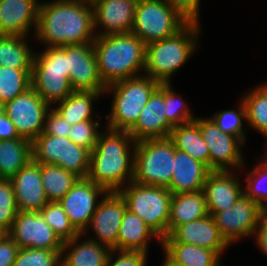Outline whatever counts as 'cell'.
<instances>
[{
    "instance_id": "cell-14",
    "label": "cell",
    "mask_w": 267,
    "mask_h": 266,
    "mask_svg": "<svg viewBox=\"0 0 267 266\" xmlns=\"http://www.w3.org/2000/svg\"><path fill=\"white\" fill-rule=\"evenodd\" d=\"M106 193L103 187L93 181L87 178L78 179L59 201L71 224L80 234H87L88 226L99 204L97 199Z\"/></svg>"
},
{
    "instance_id": "cell-4",
    "label": "cell",
    "mask_w": 267,
    "mask_h": 266,
    "mask_svg": "<svg viewBox=\"0 0 267 266\" xmlns=\"http://www.w3.org/2000/svg\"><path fill=\"white\" fill-rule=\"evenodd\" d=\"M200 26V23H188L174 36L146 44L144 74L160 83H171V76L196 50Z\"/></svg>"
},
{
    "instance_id": "cell-16",
    "label": "cell",
    "mask_w": 267,
    "mask_h": 266,
    "mask_svg": "<svg viewBox=\"0 0 267 266\" xmlns=\"http://www.w3.org/2000/svg\"><path fill=\"white\" fill-rule=\"evenodd\" d=\"M67 70L74 90L95 91L105 94L106 86L98 72L93 42L67 45Z\"/></svg>"
},
{
    "instance_id": "cell-13",
    "label": "cell",
    "mask_w": 267,
    "mask_h": 266,
    "mask_svg": "<svg viewBox=\"0 0 267 266\" xmlns=\"http://www.w3.org/2000/svg\"><path fill=\"white\" fill-rule=\"evenodd\" d=\"M265 211L244 194L224 211L212 212L220 235L231 246L242 238L254 235L260 218Z\"/></svg>"
},
{
    "instance_id": "cell-42",
    "label": "cell",
    "mask_w": 267,
    "mask_h": 266,
    "mask_svg": "<svg viewBox=\"0 0 267 266\" xmlns=\"http://www.w3.org/2000/svg\"><path fill=\"white\" fill-rule=\"evenodd\" d=\"M99 120H85L72 125L68 138L76 145L88 149L90 152L95 147L101 133Z\"/></svg>"
},
{
    "instance_id": "cell-25",
    "label": "cell",
    "mask_w": 267,
    "mask_h": 266,
    "mask_svg": "<svg viewBox=\"0 0 267 266\" xmlns=\"http://www.w3.org/2000/svg\"><path fill=\"white\" fill-rule=\"evenodd\" d=\"M81 236L63 242L61 266H106L111 249L89 238L81 242Z\"/></svg>"
},
{
    "instance_id": "cell-38",
    "label": "cell",
    "mask_w": 267,
    "mask_h": 266,
    "mask_svg": "<svg viewBox=\"0 0 267 266\" xmlns=\"http://www.w3.org/2000/svg\"><path fill=\"white\" fill-rule=\"evenodd\" d=\"M164 103L167 121L173 127L193 121L196 118L191 114L187 103L183 101L181 95L172 90L171 83H164Z\"/></svg>"
},
{
    "instance_id": "cell-9",
    "label": "cell",
    "mask_w": 267,
    "mask_h": 266,
    "mask_svg": "<svg viewBox=\"0 0 267 266\" xmlns=\"http://www.w3.org/2000/svg\"><path fill=\"white\" fill-rule=\"evenodd\" d=\"M188 23L165 0H138L131 32L149 44L174 36Z\"/></svg>"
},
{
    "instance_id": "cell-7",
    "label": "cell",
    "mask_w": 267,
    "mask_h": 266,
    "mask_svg": "<svg viewBox=\"0 0 267 266\" xmlns=\"http://www.w3.org/2000/svg\"><path fill=\"white\" fill-rule=\"evenodd\" d=\"M175 147L167 138L135 142L133 182L170 190Z\"/></svg>"
},
{
    "instance_id": "cell-49",
    "label": "cell",
    "mask_w": 267,
    "mask_h": 266,
    "mask_svg": "<svg viewBox=\"0 0 267 266\" xmlns=\"http://www.w3.org/2000/svg\"><path fill=\"white\" fill-rule=\"evenodd\" d=\"M161 266H182L172 261L167 255L164 257L163 264Z\"/></svg>"
},
{
    "instance_id": "cell-48",
    "label": "cell",
    "mask_w": 267,
    "mask_h": 266,
    "mask_svg": "<svg viewBox=\"0 0 267 266\" xmlns=\"http://www.w3.org/2000/svg\"><path fill=\"white\" fill-rule=\"evenodd\" d=\"M254 236H256L255 244H257L259 249L267 255V211L262 214L259 224L254 232Z\"/></svg>"
},
{
    "instance_id": "cell-34",
    "label": "cell",
    "mask_w": 267,
    "mask_h": 266,
    "mask_svg": "<svg viewBox=\"0 0 267 266\" xmlns=\"http://www.w3.org/2000/svg\"><path fill=\"white\" fill-rule=\"evenodd\" d=\"M241 100L246 108L247 125L267 139V82L248 90Z\"/></svg>"
},
{
    "instance_id": "cell-43",
    "label": "cell",
    "mask_w": 267,
    "mask_h": 266,
    "mask_svg": "<svg viewBox=\"0 0 267 266\" xmlns=\"http://www.w3.org/2000/svg\"><path fill=\"white\" fill-rule=\"evenodd\" d=\"M147 254L141 251L111 249L106 266H147Z\"/></svg>"
},
{
    "instance_id": "cell-12",
    "label": "cell",
    "mask_w": 267,
    "mask_h": 266,
    "mask_svg": "<svg viewBox=\"0 0 267 266\" xmlns=\"http://www.w3.org/2000/svg\"><path fill=\"white\" fill-rule=\"evenodd\" d=\"M2 107L19 136L30 141L44 131L46 114L52 109L32 87Z\"/></svg>"
},
{
    "instance_id": "cell-17",
    "label": "cell",
    "mask_w": 267,
    "mask_h": 266,
    "mask_svg": "<svg viewBox=\"0 0 267 266\" xmlns=\"http://www.w3.org/2000/svg\"><path fill=\"white\" fill-rule=\"evenodd\" d=\"M126 209L125 200L119 192H107L101 198L88 226V229L93 228L96 238L89 239L110 249H115L122 217Z\"/></svg>"
},
{
    "instance_id": "cell-47",
    "label": "cell",
    "mask_w": 267,
    "mask_h": 266,
    "mask_svg": "<svg viewBox=\"0 0 267 266\" xmlns=\"http://www.w3.org/2000/svg\"><path fill=\"white\" fill-rule=\"evenodd\" d=\"M20 137L12 121L5 115L4 109L0 106V140H12Z\"/></svg>"
},
{
    "instance_id": "cell-40",
    "label": "cell",
    "mask_w": 267,
    "mask_h": 266,
    "mask_svg": "<svg viewBox=\"0 0 267 266\" xmlns=\"http://www.w3.org/2000/svg\"><path fill=\"white\" fill-rule=\"evenodd\" d=\"M13 266H61V251L20 248Z\"/></svg>"
},
{
    "instance_id": "cell-32",
    "label": "cell",
    "mask_w": 267,
    "mask_h": 266,
    "mask_svg": "<svg viewBox=\"0 0 267 266\" xmlns=\"http://www.w3.org/2000/svg\"><path fill=\"white\" fill-rule=\"evenodd\" d=\"M27 38L17 35H0V66L32 69L35 52L27 45Z\"/></svg>"
},
{
    "instance_id": "cell-24",
    "label": "cell",
    "mask_w": 267,
    "mask_h": 266,
    "mask_svg": "<svg viewBox=\"0 0 267 266\" xmlns=\"http://www.w3.org/2000/svg\"><path fill=\"white\" fill-rule=\"evenodd\" d=\"M210 172L211 170L205 164L175 148L174 170L170 182L171 193L179 194L203 190V185Z\"/></svg>"
},
{
    "instance_id": "cell-3",
    "label": "cell",
    "mask_w": 267,
    "mask_h": 266,
    "mask_svg": "<svg viewBox=\"0 0 267 266\" xmlns=\"http://www.w3.org/2000/svg\"><path fill=\"white\" fill-rule=\"evenodd\" d=\"M93 45L98 72L106 87L144 72L146 44L132 32L96 36Z\"/></svg>"
},
{
    "instance_id": "cell-41",
    "label": "cell",
    "mask_w": 267,
    "mask_h": 266,
    "mask_svg": "<svg viewBox=\"0 0 267 266\" xmlns=\"http://www.w3.org/2000/svg\"><path fill=\"white\" fill-rule=\"evenodd\" d=\"M17 213L16 197L10 179L0 178V227L7 233Z\"/></svg>"
},
{
    "instance_id": "cell-46",
    "label": "cell",
    "mask_w": 267,
    "mask_h": 266,
    "mask_svg": "<svg viewBox=\"0 0 267 266\" xmlns=\"http://www.w3.org/2000/svg\"><path fill=\"white\" fill-rule=\"evenodd\" d=\"M19 246L9 235L0 241V266H13L17 257Z\"/></svg>"
},
{
    "instance_id": "cell-27",
    "label": "cell",
    "mask_w": 267,
    "mask_h": 266,
    "mask_svg": "<svg viewBox=\"0 0 267 266\" xmlns=\"http://www.w3.org/2000/svg\"><path fill=\"white\" fill-rule=\"evenodd\" d=\"M207 200L203 190L173 194L170 202L168 234L177 226L208 215Z\"/></svg>"
},
{
    "instance_id": "cell-50",
    "label": "cell",
    "mask_w": 267,
    "mask_h": 266,
    "mask_svg": "<svg viewBox=\"0 0 267 266\" xmlns=\"http://www.w3.org/2000/svg\"><path fill=\"white\" fill-rule=\"evenodd\" d=\"M8 233L0 227V241L7 235Z\"/></svg>"
},
{
    "instance_id": "cell-15",
    "label": "cell",
    "mask_w": 267,
    "mask_h": 266,
    "mask_svg": "<svg viewBox=\"0 0 267 266\" xmlns=\"http://www.w3.org/2000/svg\"><path fill=\"white\" fill-rule=\"evenodd\" d=\"M8 234L19 248L62 250L63 242L39 212L18 211Z\"/></svg>"
},
{
    "instance_id": "cell-21",
    "label": "cell",
    "mask_w": 267,
    "mask_h": 266,
    "mask_svg": "<svg viewBox=\"0 0 267 266\" xmlns=\"http://www.w3.org/2000/svg\"><path fill=\"white\" fill-rule=\"evenodd\" d=\"M18 211L39 212L49 201L41 179L40 163L31 159L10 178Z\"/></svg>"
},
{
    "instance_id": "cell-8",
    "label": "cell",
    "mask_w": 267,
    "mask_h": 266,
    "mask_svg": "<svg viewBox=\"0 0 267 266\" xmlns=\"http://www.w3.org/2000/svg\"><path fill=\"white\" fill-rule=\"evenodd\" d=\"M119 193L124 198L127 209L139 216L161 241L168 235L173 195L169 189L131 181Z\"/></svg>"
},
{
    "instance_id": "cell-33",
    "label": "cell",
    "mask_w": 267,
    "mask_h": 266,
    "mask_svg": "<svg viewBox=\"0 0 267 266\" xmlns=\"http://www.w3.org/2000/svg\"><path fill=\"white\" fill-rule=\"evenodd\" d=\"M41 179L49 202H59L79 179L73 173L53 164H40Z\"/></svg>"
},
{
    "instance_id": "cell-51",
    "label": "cell",
    "mask_w": 267,
    "mask_h": 266,
    "mask_svg": "<svg viewBox=\"0 0 267 266\" xmlns=\"http://www.w3.org/2000/svg\"><path fill=\"white\" fill-rule=\"evenodd\" d=\"M266 152H267V150H266ZM267 154V153H266ZM266 157V158H265ZM262 160V163L265 165V166H267V156H265Z\"/></svg>"
},
{
    "instance_id": "cell-6",
    "label": "cell",
    "mask_w": 267,
    "mask_h": 266,
    "mask_svg": "<svg viewBox=\"0 0 267 266\" xmlns=\"http://www.w3.org/2000/svg\"><path fill=\"white\" fill-rule=\"evenodd\" d=\"M45 48L40 53L35 52L31 84L37 94L53 106L67 98L74 89L67 70V45Z\"/></svg>"
},
{
    "instance_id": "cell-18",
    "label": "cell",
    "mask_w": 267,
    "mask_h": 266,
    "mask_svg": "<svg viewBox=\"0 0 267 266\" xmlns=\"http://www.w3.org/2000/svg\"><path fill=\"white\" fill-rule=\"evenodd\" d=\"M161 243L192 244L215 251L220 256L230 246L220 235L211 214L175 227Z\"/></svg>"
},
{
    "instance_id": "cell-10",
    "label": "cell",
    "mask_w": 267,
    "mask_h": 266,
    "mask_svg": "<svg viewBox=\"0 0 267 266\" xmlns=\"http://www.w3.org/2000/svg\"><path fill=\"white\" fill-rule=\"evenodd\" d=\"M32 159L40 164L61 166L79 179H85L89 171L90 151L68 137L42 132L32 141Z\"/></svg>"
},
{
    "instance_id": "cell-5",
    "label": "cell",
    "mask_w": 267,
    "mask_h": 266,
    "mask_svg": "<svg viewBox=\"0 0 267 266\" xmlns=\"http://www.w3.org/2000/svg\"><path fill=\"white\" fill-rule=\"evenodd\" d=\"M161 83L147 75H139L115 82L105 89V94L113 92L108 129L129 131L137 122L144 105Z\"/></svg>"
},
{
    "instance_id": "cell-22",
    "label": "cell",
    "mask_w": 267,
    "mask_h": 266,
    "mask_svg": "<svg viewBox=\"0 0 267 266\" xmlns=\"http://www.w3.org/2000/svg\"><path fill=\"white\" fill-rule=\"evenodd\" d=\"M39 3L38 0H1L0 35L28 37L32 28L35 32Z\"/></svg>"
},
{
    "instance_id": "cell-30",
    "label": "cell",
    "mask_w": 267,
    "mask_h": 266,
    "mask_svg": "<svg viewBox=\"0 0 267 266\" xmlns=\"http://www.w3.org/2000/svg\"><path fill=\"white\" fill-rule=\"evenodd\" d=\"M164 255L182 266H222L217 252L186 243H161Z\"/></svg>"
},
{
    "instance_id": "cell-36",
    "label": "cell",
    "mask_w": 267,
    "mask_h": 266,
    "mask_svg": "<svg viewBox=\"0 0 267 266\" xmlns=\"http://www.w3.org/2000/svg\"><path fill=\"white\" fill-rule=\"evenodd\" d=\"M39 213L62 242L80 235L71 224L59 202H48Z\"/></svg>"
},
{
    "instance_id": "cell-28",
    "label": "cell",
    "mask_w": 267,
    "mask_h": 266,
    "mask_svg": "<svg viewBox=\"0 0 267 266\" xmlns=\"http://www.w3.org/2000/svg\"><path fill=\"white\" fill-rule=\"evenodd\" d=\"M168 138L177 150L187 153L210 169L209 148L203 141L199 126L194 120L174 127Z\"/></svg>"
},
{
    "instance_id": "cell-20",
    "label": "cell",
    "mask_w": 267,
    "mask_h": 266,
    "mask_svg": "<svg viewBox=\"0 0 267 266\" xmlns=\"http://www.w3.org/2000/svg\"><path fill=\"white\" fill-rule=\"evenodd\" d=\"M165 112L164 83H161L144 105L136 124L128 131L134 141L169 137L174 127L167 121Z\"/></svg>"
},
{
    "instance_id": "cell-2",
    "label": "cell",
    "mask_w": 267,
    "mask_h": 266,
    "mask_svg": "<svg viewBox=\"0 0 267 266\" xmlns=\"http://www.w3.org/2000/svg\"><path fill=\"white\" fill-rule=\"evenodd\" d=\"M134 157L135 141L129 132L106 128L90 152L87 179L107 192H119L133 180Z\"/></svg>"
},
{
    "instance_id": "cell-29",
    "label": "cell",
    "mask_w": 267,
    "mask_h": 266,
    "mask_svg": "<svg viewBox=\"0 0 267 266\" xmlns=\"http://www.w3.org/2000/svg\"><path fill=\"white\" fill-rule=\"evenodd\" d=\"M32 159V141L0 140V178L10 179Z\"/></svg>"
},
{
    "instance_id": "cell-31",
    "label": "cell",
    "mask_w": 267,
    "mask_h": 266,
    "mask_svg": "<svg viewBox=\"0 0 267 266\" xmlns=\"http://www.w3.org/2000/svg\"><path fill=\"white\" fill-rule=\"evenodd\" d=\"M102 92L74 90L67 98L53 108L69 124L75 125L92 117V103L102 96ZM96 100V101H95Z\"/></svg>"
},
{
    "instance_id": "cell-1",
    "label": "cell",
    "mask_w": 267,
    "mask_h": 266,
    "mask_svg": "<svg viewBox=\"0 0 267 266\" xmlns=\"http://www.w3.org/2000/svg\"><path fill=\"white\" fill-rule=\"evenodd\" d=\"M93 7L81 0L39 3L35 38L45 47L91 43L96 38Z\"/></svg>"
},
{
    "instance_id": "cell-26",
    "label": "cell",
    "mask_w": 267,
    "mask_h": 266,
    "mask_svg": "<svg viewBox=\"0 0 267 266\" xmlns=\"http://www.w3.org/2000/svg\"><path fill=\"white\" fill-rule=\"evenodd\" d=\"M151 238H158L157 240L161 245L159 237L146 223L135 213L126 209L122 217L115 249L148 253Z\"/></svg>"
},
{
    "instance_id": "cell-37",
    "label": "cell",
    "mask_w": 267,
    "mask_h": 266,
    "mask_svg": "<svg viewBox=\"0 0 267 266\" xmlns=\"http://www.w3.org/2000/svg\"><path fill=\"white\" fill-rule=\"evenodd\" d=\"M238 111L223 110L216 112L210 119L219 127V129L227 134L237 137L245 145V129L243 128V121L247 120L246 108L244 102L239 100Z\"/></svg>"
},
{
    "instance_id": "cell-19",
    "label": "cell",
    "mask_w": 267,
    "mask_h": 266,
    "mask_svg": "<svg viewBox=\"0 0 267 266\" xmlns=\"http://www.w3.org/2000/svg\"><path fill=\"white\" fill-rule=\"evenodd\" d=\"M138 0H96L93 7L94 29L96 36L130 33L135 17Z\"/></svg>"
},
{
    "instance_id": "cell-45",
    "label": "cell",
    "mask_w": 267,
    "mask_h": 266,
    "mask_svg": "<svg viewBox=\"0 0 267 266\" xmlns=\"http://www.w3.org/2000/svg\"><path fill=\"white\" fill-rule=\"evenodd\" d=\"M189 23H200V1L201 0H165ZM199 18V19H198Z\"/></svg>"
},
{
    "instance_id": "cell-44",
    "label": "cell",
    "mask_w": 267,
    "mask_h": 266,
    "mask_svg": "<svg viewBox=\"0 0 267 266\" xmlns=\"http://www.w3.org/2000/svg\"><path fill=\"white\" fill-rule=\"evenodd\" d=\"M71 127L72 125L52 108L46 114L43 133L57 137H68Z\"/></svg>"
},
{
    "instance_id": "cell-11",
    "label": "cell",
    "mask_w": 267,
    "mask_h": 266,
    "mask_svg": "<svg viewBox=\"0 0 267 266\" xmlns=\"http://www.w3.org/2000/svg\"><path fill=\"white\" fill-rule=\"evenodd\" d=\"M203 141L210 152L211 171H234L244 169V156L241 146L244 144L235 136L222 132L208 117H196Z\"/></svg>"
},
{
    "instance_id": "cell-23",
    "label": "cell",
    "mask_w": 267,
    "mask_h": 266,
    "mask_svg": "<svg viewBox=\"0 0 267 266\" xmlns=\"http://www.w3.org/2000/svg\"><path fill=\"white\" fill-rule=\"evenodd\" d=\"M241 180L233 171H211L203 185L208 213L224 211L244 194Z\"/></svg>"
},
{
    "instance_id": "cell-52",
    "label": "cell",
    "mask_w": 267,
    "mask_h": 266,
    "mask_svg": "<svg viewBox=\"0 0 267 266\" xmlns=\"http://www.w3.org/2000/svg\"><path fill=\"white\" fill-rule=\"evenodd\" d=\"M81 1L92 4V3L95 2L96 0H81Z\"/></svg>"
},
{
    "instance_id": "cell-35",
    "label": "cell",
    "mask_w": 267,
    "mask_h": 266,
    "mask_svg": "<svg viewBox=\"0 0 267 266\" xmlns=\"http://www.w3.org/2000/svg\"><path fill=\"white\" fill-rule=\"evenodd\" d=\"M32 69H13L0 66V106L32 87Z\"/></svg>"
},
{
    "instance_id": "cell-39",
    "label": "cell",
    "mask_w": 267,
    "mask_h": 266,
    "mask_svg": "<svg viewBox=\"0 0 267 266\" xmlns=\"http://www.w3.org/2000/svg\"><path fill=\"white\" fill-rule=\"evenodd\" d=\"M247 176V187L243 188L244 195L267 211V166L259 162Z\"/></svg>"
}]
</instances>
